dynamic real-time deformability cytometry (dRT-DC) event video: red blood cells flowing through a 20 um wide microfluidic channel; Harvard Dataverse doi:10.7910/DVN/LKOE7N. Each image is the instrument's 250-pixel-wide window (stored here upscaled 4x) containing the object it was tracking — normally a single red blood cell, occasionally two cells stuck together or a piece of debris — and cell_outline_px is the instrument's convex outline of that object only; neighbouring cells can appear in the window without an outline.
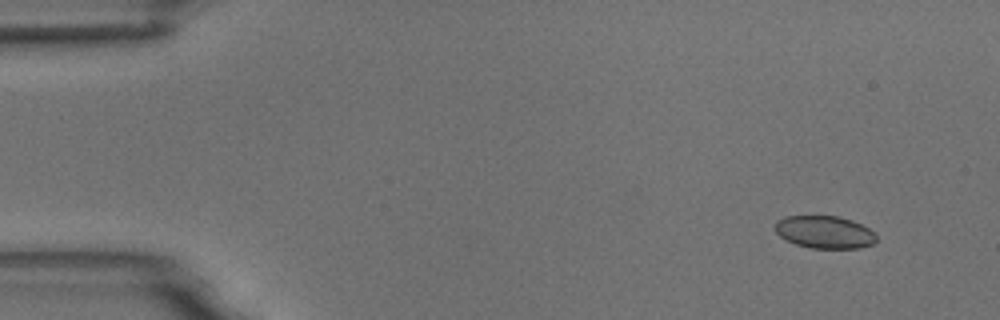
{"species": "common noctule bat (a hibernating species)", "species_latin": "Nyctalus noctula", "temperature_condition": "room temperature", "stored_images_in_passage": 6, "camera_frame_rate_fps": 3000, "um_per_image_px": 0.085, "animal": {"sex": "male", "body_mass_g": 18.8}, "frame": {"image": 1, "passage_image": 2, "time_ms": 1.0, "image_size_px": [1000, 320], "cell_outline_px": [[876, 240], [872, 244], [860, 248], [808, 248], [796, 244], [780, 236], [776, 232], [776, 220], [784, 216], [840, 216], [852, 220], [876, 232]], "centroid_in_image_um": [70.11, 19.72], "position_along_channel_um": 14.9, "area_um2": 19.25}}
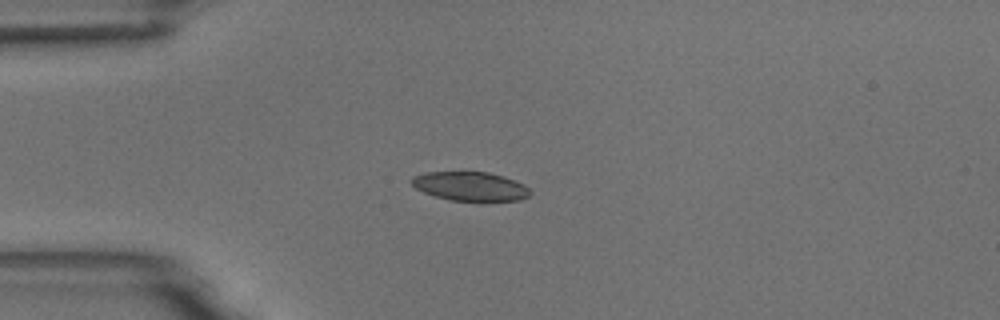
{"frame": {"image": 2, "passage_image": 4, "time_ms": 4.333, "image_size_px": [1000, 320], "cell_outline_px": [[532, 192], [528, 196], [520, 200], [480, 204], [448, 200], [424, 192], [416, 188], [408, 180], [412, 176], [428, 172], [488, 172], [504, 176], [524, 184]], "centroid_in_image_um": [40.01, 15.89], "position_along_channel_um": 45.0, "area_um2": 20.92}}